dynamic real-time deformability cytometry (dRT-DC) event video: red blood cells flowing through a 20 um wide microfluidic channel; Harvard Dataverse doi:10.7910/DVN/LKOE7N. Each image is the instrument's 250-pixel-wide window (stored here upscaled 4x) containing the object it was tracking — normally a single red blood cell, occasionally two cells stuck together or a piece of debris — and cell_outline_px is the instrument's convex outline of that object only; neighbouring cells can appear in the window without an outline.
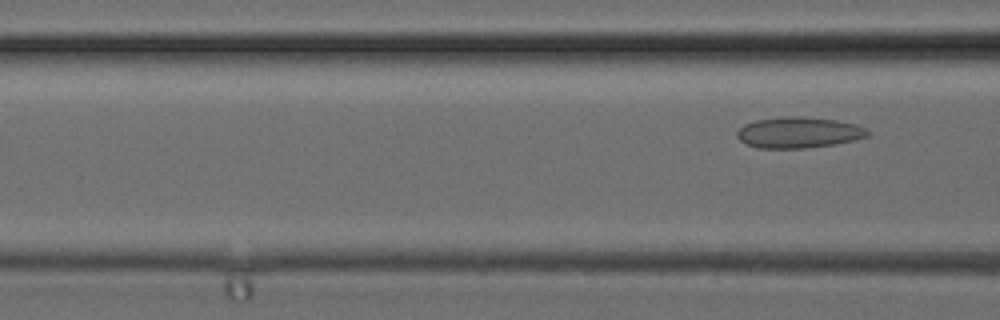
{"species": "common noctule bat (a hibernating species)", "species_latin": "Nyctalus noctula", "temperature_condition": "cold", "stored_images_in_passage": 5, "segment_of_instrument_passage": [2, 2], "camera_frame_rate_fps": 3000, "um_per_image_px": 0.085, "animal": {"sex": "female", "body_mass_g": 24.6, "forearm_length_mm": 56.2}, "frame": {"image": 1, "passage_image": 5, "time_ms": 1.333, "image_size_px": [1000, 320], "cell_outline_px": [[872, 132], [868, 136], [856, 140], [836, 144], [808, 148], [760, 148], [744, 144], [736, 136], [736, 132], [744, 124], [756, 120], [780, 116], [800, 116], [836, 120], [856, 124]], "centroid_in_image_um": [67.89, 11.26], "position_along_channel_um": 98.7, "area_um2": 23.87}}